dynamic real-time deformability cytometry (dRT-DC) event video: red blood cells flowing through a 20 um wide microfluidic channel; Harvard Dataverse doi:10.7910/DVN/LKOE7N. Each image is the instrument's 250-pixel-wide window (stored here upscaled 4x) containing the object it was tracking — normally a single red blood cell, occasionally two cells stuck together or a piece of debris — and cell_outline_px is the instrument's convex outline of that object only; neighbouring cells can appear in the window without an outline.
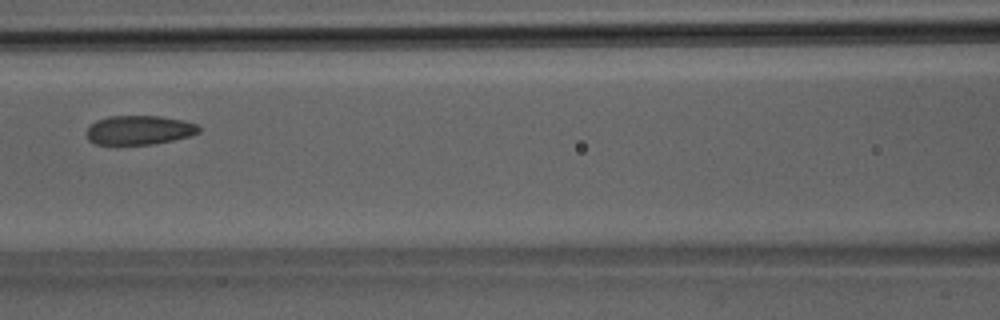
{"species": "Egyptian fruit bat (a non-hibernating species)", "species_latin": "Rousettus aegyptiacus", "temperature_condition": "room temperature", "stored_images_in_passage": 33, "camera_frame_rate_fps": 3000, "um_per_image_px": 0.085, "animal": {"sex": "male"}, "frame": {"image": 1, "passage_image": 12, "time_ms": 3.667, "image_size_px": [1000, 320], "cell_outline_px": [[200, 132], [192, 136], [152, 144], [116, 148], [96, 144], [88, 140], [88, 128], [96, 120], [108, 116], [160, 116], [184, 120], [196, 124], [200, 128]], "centroid_in_image_um": [11.8, 11.1], "position_along_channel_um": 154.8, "area_um2": 19.83}}
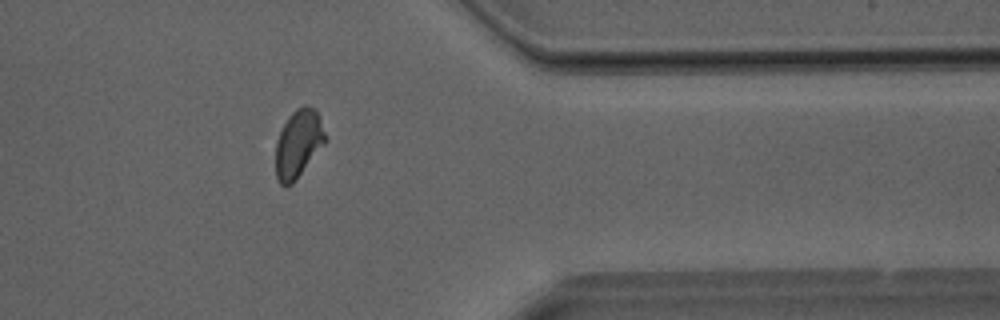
{"frame": {"image": 2, "passage_image": 26, "time_ms": 8.333, "image_size_px": [1000, 320], "cell_outline_px": [[328, 140], [296, 180], [292, 184], [284, 188], [276, 180], [276, 144], [280, 132], [288, 116], [296, 108], [304, 104], [308, 104], [316, 108], [320, 116]], "centroid_in_image_um": [25.39, 12.2], "position_along_channel_um": 386.0, "area_um2": 20.11}}
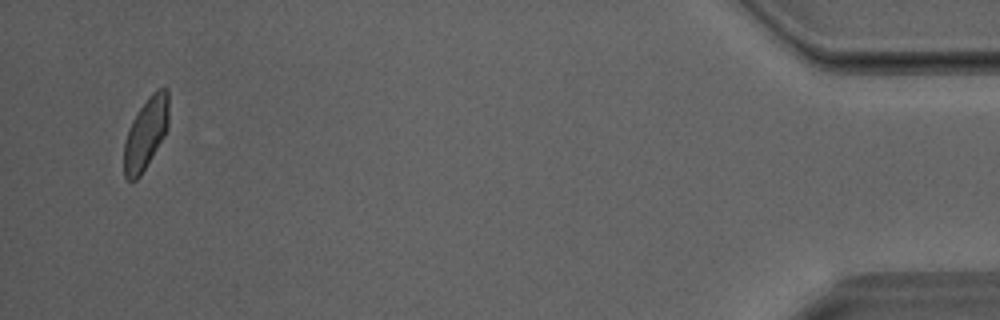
{"frame": {"image": 3, "passage_image": 32, "time_ms": 10.333, "image_size_px": [1000, 320], "cell_outline_px": [[168, 128], [164, 136], [140, 176], [136, 180], [128, 180], [124, 176], [124, 144], [128, 128], [132, 120], [148, 96], [156, 88], [168, 88]], "centroid_in_image_um": [12.39, 11.32], "position_along_channel_um": 422.8, "area_um2": 18.61}}